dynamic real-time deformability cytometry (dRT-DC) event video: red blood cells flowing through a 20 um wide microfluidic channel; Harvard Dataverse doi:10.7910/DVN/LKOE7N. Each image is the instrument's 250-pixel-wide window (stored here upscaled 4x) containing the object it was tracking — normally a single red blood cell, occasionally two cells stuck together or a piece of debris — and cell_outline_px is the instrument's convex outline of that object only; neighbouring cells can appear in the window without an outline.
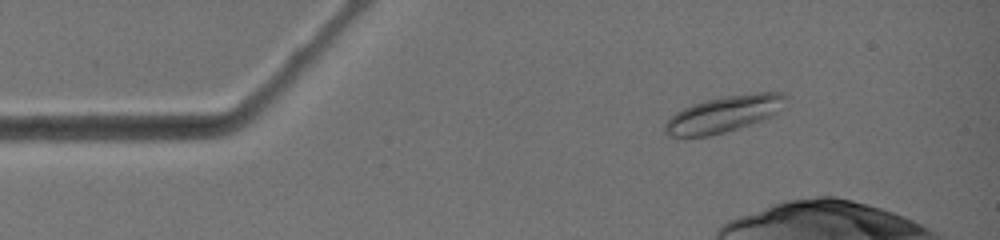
{"species": "common noctule bat (a hibernating species)", "species_latin": "Nyctalus noctula", "temperature_condition": "warm", "stored_images_in_passage": 8, "camera_frame_rate_fps": 3000, "um_per_image_px": 0.085, "animal": {"sex": "female", "body_mass_g": 19.0, "forearm_length_mm": 51.5}, "frame": {"image": 1, "passage_image": 6, "time_ms": 1.667, "image_size_px": [1000, 240], "cell_outline_px": [[788, 96], [776, 112], [772, 116], [764, 120], [712, 136], [668, 136], [664, 132], [664, 124], [676, 112], [692, 104], [704, 100], [724, 96], [756, 92], [784, 92]], "centroid_in_image_um": [61.53, 9.69], "position_along_channel_um": 23.5, "area_um2": 25.55}}